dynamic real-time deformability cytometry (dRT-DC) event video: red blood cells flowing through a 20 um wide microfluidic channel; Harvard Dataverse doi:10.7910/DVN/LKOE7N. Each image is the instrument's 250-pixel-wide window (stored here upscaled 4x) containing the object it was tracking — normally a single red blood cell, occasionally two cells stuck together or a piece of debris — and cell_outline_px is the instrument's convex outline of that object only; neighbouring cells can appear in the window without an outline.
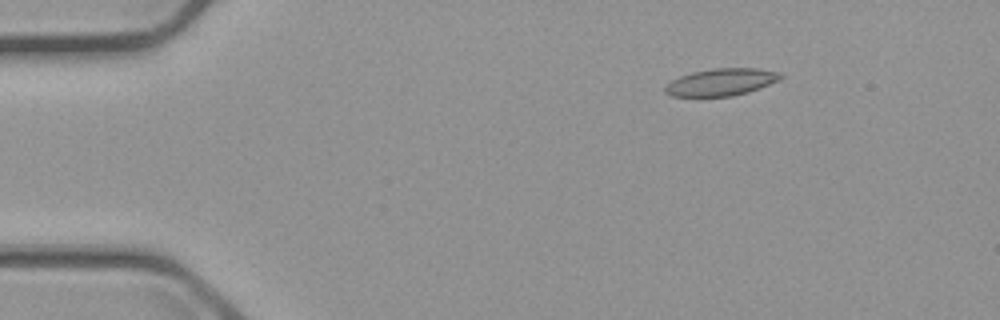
{"species": "common noctule bat (a hibernating species)", "species_latin": "Nyctalus noctula", "temperature_condition": "cold", "stored_images_in_passage": 3, "camera_frame_rate_fps": 3000, "um_per_image_px": 0.085, "animal": {"sex": "male", "body_mass_g": 23.1, "forearm_length_mm": 52.7}, "frame": {"image": 1, "passage_image": 1, "time_ms": 0.0, "image_size_px": [1000, 320], "cell_outline_px": [[784, 76], [760, 88], [748, 92], [732, 96], [672, 96], [664, 92], [664, 88], [672, 80], [680, 76], [692, 72], [712, 68], [756, 68], [780, 72]], "centroid_in_image_um": [61.29, 6.97], "position_along_channel_um": 23.7, "area_um2": 18.15}}